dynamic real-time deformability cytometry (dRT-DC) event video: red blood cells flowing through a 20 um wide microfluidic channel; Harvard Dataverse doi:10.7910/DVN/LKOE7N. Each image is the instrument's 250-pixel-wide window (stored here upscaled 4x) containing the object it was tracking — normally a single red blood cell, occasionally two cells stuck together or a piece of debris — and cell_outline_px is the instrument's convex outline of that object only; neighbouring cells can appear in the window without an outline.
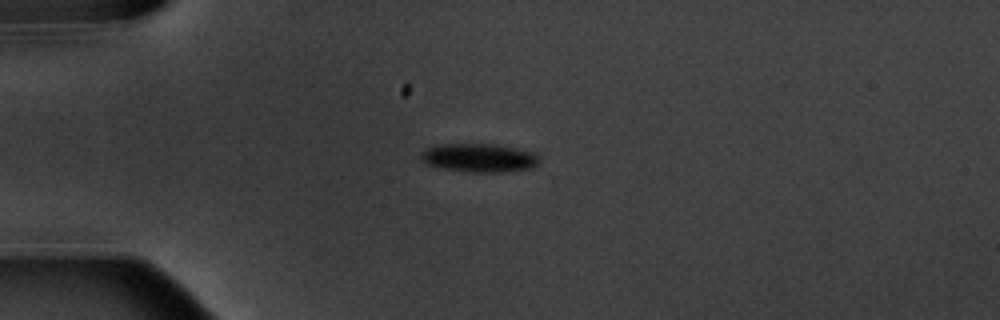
{"species": "common noctule bat (a hibernating species)", "species_latin": "Nyctalus noctula", "temperature_condition": "warm", "stored_images_in_passage": 6, "camera_frame_rate_fps": 3000, "um_per_image_px": 0.085, "animal": {"sex": "male", "body_mass_g": 20.1, "forearm_length_mm": 53.5}, "frame": {"image": 1, "passage_image": 1, "time_ms": 0.0, "image_size_px": [1000, 320], "cell_outline_px": [[540, 164], [528, 168], [500, 172], [472, 172], [444, 168], [428, 164], [420, 156], [420, 152], [424, 148], [436, 144], [496, 144], [516, 148], [532, 152], [540, 156]], "centroid_in_image_um": [40.73, 13.39], "position_along_channel_um": 44.3, "area_um2": 19.65}}